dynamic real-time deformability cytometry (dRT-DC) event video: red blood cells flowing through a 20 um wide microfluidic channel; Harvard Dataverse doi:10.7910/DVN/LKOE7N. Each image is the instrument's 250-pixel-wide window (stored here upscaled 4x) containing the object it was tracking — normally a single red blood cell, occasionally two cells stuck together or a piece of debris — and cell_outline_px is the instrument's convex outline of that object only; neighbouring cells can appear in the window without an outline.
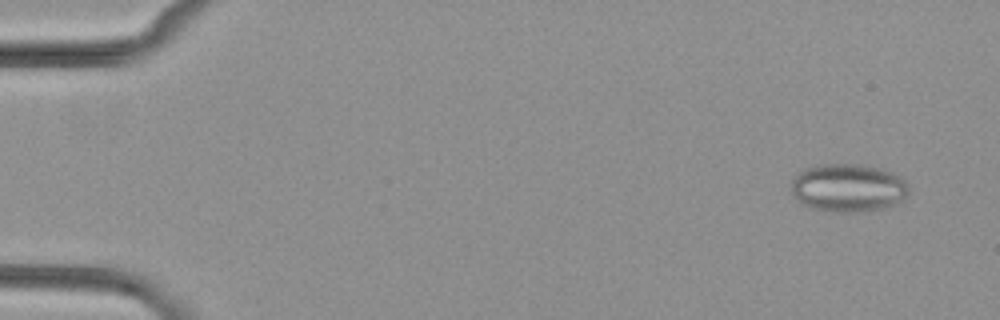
{"species": "common noctule bat (a hibernating species)", "species_latin": "Nyctalus noctula", "temperature_condition": "cold", "stored_images_in_passage": 6, "camera_frame_rate_fps": 3000, "um_per_image_px": 0.085, "animal": {"sex": "female", "body_mass_g": 29.2, "forearm_length_mm": 56.3}, "frame": {"image": 1, "passage_image": 2, "time_ms": 1.0, "image_size_px": [1000, 320], "cell_outline_px": [[908, 196], [904, 200], [884, 208], [860, 212], [832, 212], [808, 208], [800, 204], [792, 196], [792, 180], [804, 168], [820, 164], [860, 164], [880, 168], [892, 172], [900, 176], [908, 184]], "centroid_in_image_um": [72.08, 15.98], "position_along_channel_um": 12.9, "area_um2": 33.52}}